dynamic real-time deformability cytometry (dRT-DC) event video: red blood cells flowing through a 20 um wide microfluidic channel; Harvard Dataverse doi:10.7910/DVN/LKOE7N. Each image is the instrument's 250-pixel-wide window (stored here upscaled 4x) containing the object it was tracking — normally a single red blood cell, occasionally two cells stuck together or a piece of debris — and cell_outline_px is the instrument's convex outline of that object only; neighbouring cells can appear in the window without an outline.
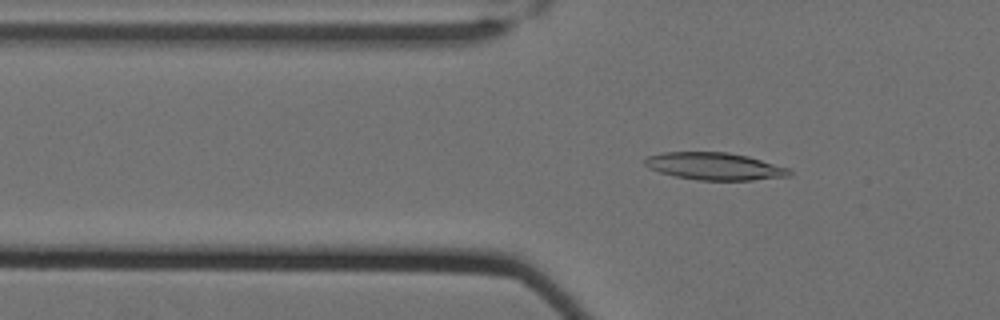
{"species": "Egyptian fruit bat (a non-hibernating species)", "species_latin": "Rousettus aegyptiacus", "temperature_condition": "cold", "stored_images_in_passage": 54, "camera_frame_rate_fps": 3000, "um_per_image_px": 0.085, "animal": {"sex": "female"}, "frame": {"image": 1, "passage_image": 15, "time_ms": 4.667, "image_size_px": [1000, 320], "cell_outline_px": [[792, 176], [752, 180], [696, 180], [676, 176], [660, 172], [648, 168], [644, 164], [644, 160], [648, 156], [664, 152], [728, 152], [748, 156], [788, 168], [792, 172]], "centroid_in_image_um": [60.74, 14.13], "position_along_channel_um": 65.1, "area_um2": 23.0}}
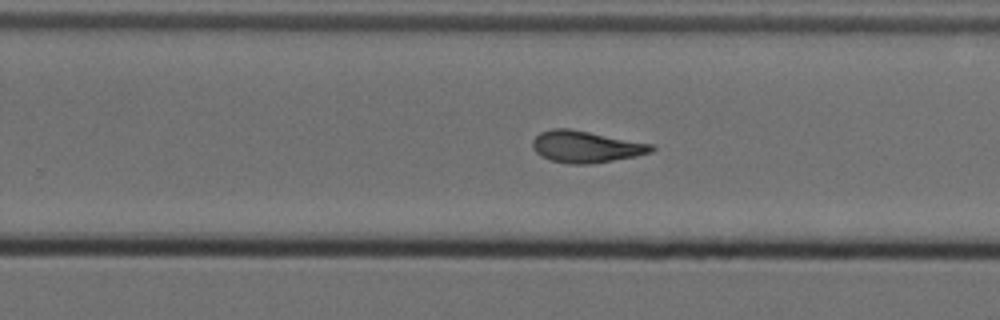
{"frame": {"image": 2, "passage_image": 34, "time_ms": 11.0, "image_size_px": [1000, 320], "cell_outline_px": [[656, 148], [652, 152], [636, 156], [592, 164], [568, 164], [552, 160], [540, 156], [532, 148], [532, 140], [540, 132], [552, 128], [568, 128], [652, 144]], "centroid_in_image_um": [49.78, 12.47], "position_along_channel_um": 280.0, "area_um2": 21.96}}
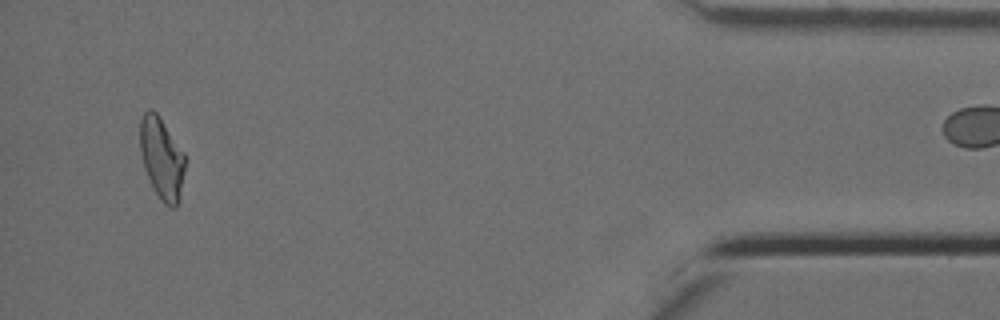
{"frame": {"image": 3, "passage_image": 51, "time_ms": 16.667, "image_size_px": [1000, 320], "cell_outline_px": [[184, 172], [176, 208], [172, 208], [164, 204], [160, 200], [144, 168], [140, 152], [140, 120], [144, 112], [148, 108], [152, 108], [156, 112], [184, 152]], "centroid_in_image_um": [13.72, 13.42], "position_along_channel_um": 421.5, "area_um2": 21.1}, "authors_computed_cell_mechanics": {"area_um2": 21.7906, "velocity_mm_per_s": 3.5005, "shape_relaxation_time_tau1_ms": 10.5362, "shape_relaxation_time_tau2_ms": 3.0011, "deformation_change_tau1": 0.2478, "deformation_change_tau2": 0.1039}}